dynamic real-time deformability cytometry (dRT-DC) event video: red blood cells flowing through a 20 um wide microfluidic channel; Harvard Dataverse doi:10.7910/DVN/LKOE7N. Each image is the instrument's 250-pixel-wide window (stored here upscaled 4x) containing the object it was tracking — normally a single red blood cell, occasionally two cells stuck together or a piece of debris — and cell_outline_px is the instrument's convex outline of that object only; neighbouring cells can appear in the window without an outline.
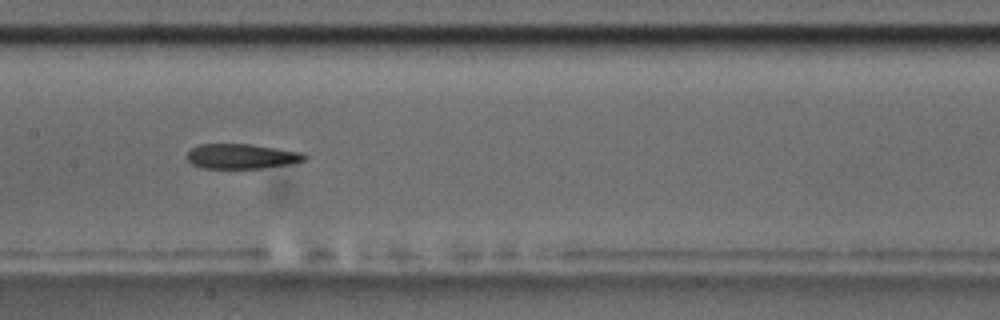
{"species": "common noctule bat (a hibernating species)", "species_latin": "Nyctalus noctula", "temperature_condition": "room temperature", "stored_images_in_passage": 12, "camera_frame_rate_fps": 3000, "um_per_image_px": 0.085, "animal": {"sex": "male", "body_mass_g": 17.5, "forearm_length_mm": 52.3}, "frame": {"image": 1, "passage_image": 9, "time_ms": 9.333, "image_size_px": [1000, 320], "cell_outline_px": [[308, 156], [304, 160], [292, 164], [260, 168], [200, 168], [192, 164], [188, 160], [188, 152], [192, 148], [200, 144], [252, 144], [304, 152]], "centroid_in_image_um": [20.58, 13.28], "position_along_channel_um": 186.8, "area_um2": 17.17}}
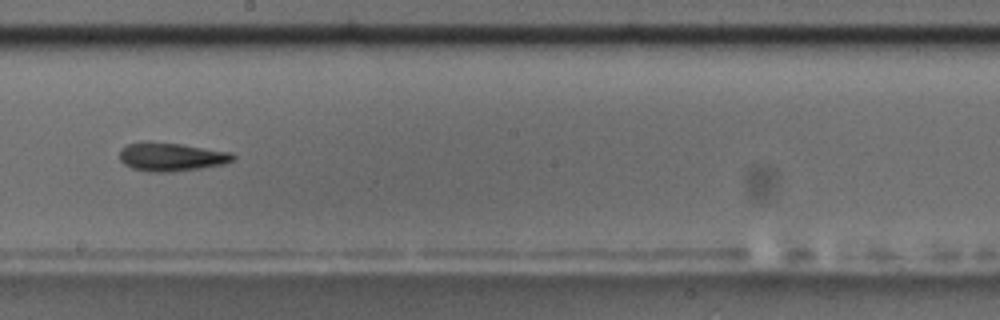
{"frame": {"image": 2, "passage_image": 10, "time_ms": 10.667, "image_size_px": [1000, 320], "cell_outline_px": [[236, 156], [232, 160], [224, 164], [200, 168], [172, 172], [152, 172], [132, 168], [124, 164], [120, 160], [120, 148], [128, 144], [148, 140], [180, 144], [232, 152]], "centroid_in_image_um": [14.53, 13.32], "position_along_channel_um": 233.7, "area_um2": 18.96}}